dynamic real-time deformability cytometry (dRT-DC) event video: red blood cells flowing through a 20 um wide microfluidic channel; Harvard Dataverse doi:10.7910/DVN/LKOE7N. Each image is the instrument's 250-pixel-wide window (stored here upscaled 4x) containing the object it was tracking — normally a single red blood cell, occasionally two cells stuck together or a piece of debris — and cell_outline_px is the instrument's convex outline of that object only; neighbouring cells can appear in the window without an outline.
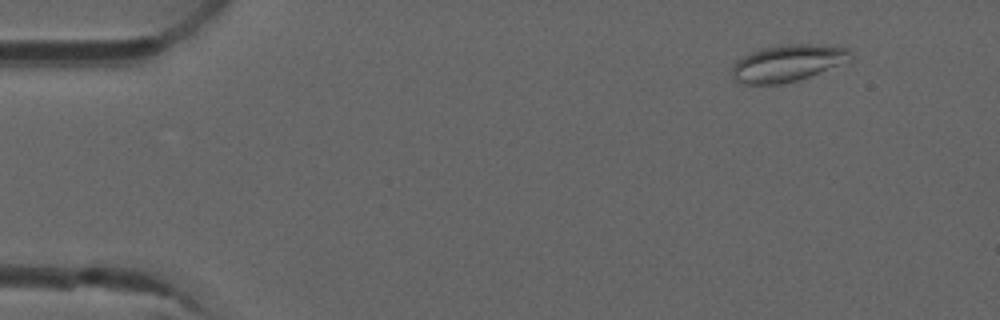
{"species": "common noctule bat (a hibernating species)", "species_latin": "Nyctalus noctula", "temperature_condition": "room temperature", "stored_images_in_passage": 53, "camera_frame_rate_fps": 3000, "um_per_image_px": 0.085, "animal": {"sex": "male", "forearm_length_mm": 52.5}, "frame": {"image": 1, "passage_image": 6, "time_ms": 1.667, "image_size_px": [1000, 320], "cell_outline_px": [[852, 56], [836, 64], [808, 76], [796, 80], [780, 84], [744, 84], [732, 80], [732, 64], [736, 60], [760, 48], [788, 44], [820, 44], [848, 48], [852, 52]], "centroid_in_image_um": [66.84, 5.35], "position_along_channel_um": 18.2, "area_um2": 24.91}}
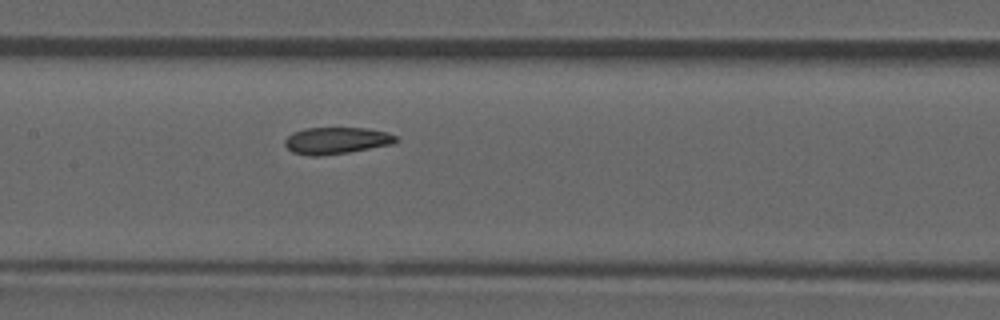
{"frame": {"image": 2, "passage_image": 26, "time_ms": 8.333, "image_size_px": [1000, 320], "cell_outline_px": [[400, 140], [396, 144], [348, 152], [320, 156], [308, 156], [292, 152], [284, 144], [284, 140], [292, 132], [304, 128], [368, 128], [388, 132], [396, 136]], "centroid_in_image_um": [28.63, 11.95], "position_along_channel_um": 178.8, "area_um2": 17.63}}
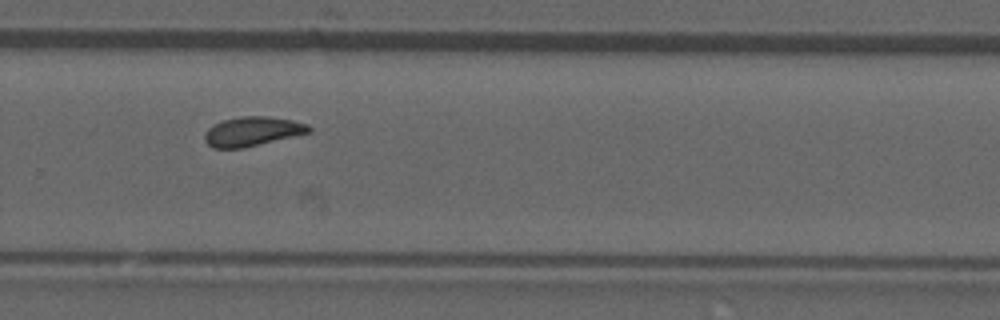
{"frame": {"image": 3, "passage_image": 36, "time_ms": 11.667, "image_size_px": [1000, 320], "cell_outline_px": [[312, 132], [244, 148], [212, 148], [204, 140], [204, 132], [208, 128], [224, 120], [240, 116], [268, 116], [292, 120], [308, 124], [312, 128]], "centroid_in_image_um": [21.47, 11.17], "position_along_channel_um": 308.3, "area_um2": 17.92}, "authors_computed_cell_mechanics": {"area_um2": 17.8602, "velocity_mm_per_s": 3.9073, "shape_relaxation_time_tau1_ms": null, "shape_relaxation_time_tau2_ms": 2.2469, "deformation_change_tau1": null, "deformation_change_tau2": 0.0657}}